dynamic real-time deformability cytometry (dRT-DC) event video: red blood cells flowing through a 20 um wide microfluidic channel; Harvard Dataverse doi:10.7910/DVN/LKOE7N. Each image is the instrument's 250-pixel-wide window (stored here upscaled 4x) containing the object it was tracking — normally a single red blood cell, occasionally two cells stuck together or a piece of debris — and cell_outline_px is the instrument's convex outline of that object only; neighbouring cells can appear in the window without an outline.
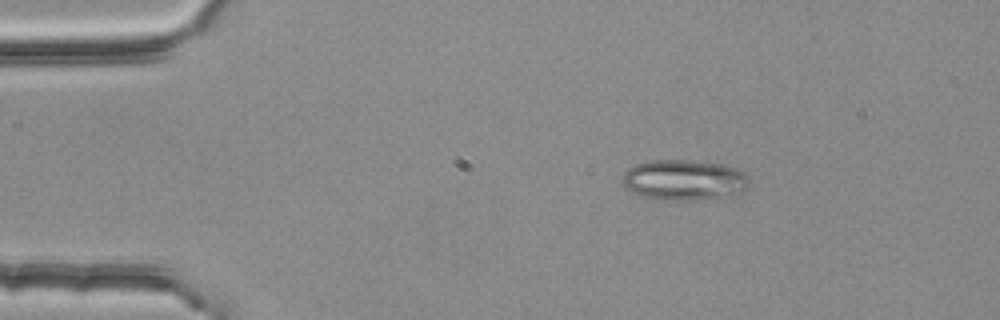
{"species": "common noctule bat (a hibernating species)", "species_latin": "Nyctalus noctula", "temperature_condition": "room temperature", "stored_images_in_passage": 3, "camera_frame_rate_fps": 3000, "um_per_image_px": 0.085, "animal": {"sex": "female", "body_mass_g": 25.1}, "frame": {"image": 1, "passage_image": 1, "time_ms": 0.0, "image_size_px": [1000, 320], "cell_outline_px": [[752, 180], [748, 188], [740, 192], [720, 196], [684, 200], [664, 200], [640, 196], [632, 192], [620, 180], [624, 172], [628, 168], [636, 164], [648, 160], [688, 160], [724, 164], [736, 168], [744, 172]], "centroid_in_image_um": [58.14, 15.27], "position_along_channel_um": 26.9, "area_um2": 30.0}}